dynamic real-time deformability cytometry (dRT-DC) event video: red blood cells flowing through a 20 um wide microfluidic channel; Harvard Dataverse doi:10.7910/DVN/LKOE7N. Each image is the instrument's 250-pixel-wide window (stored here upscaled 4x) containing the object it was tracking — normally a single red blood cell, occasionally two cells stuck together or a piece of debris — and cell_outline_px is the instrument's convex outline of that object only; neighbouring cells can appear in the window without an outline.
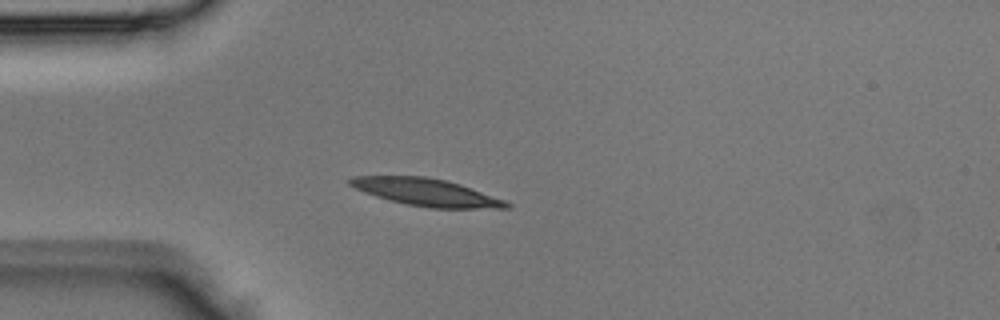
{"species": "Egyptian fruit bat (a non-hibernating species)", "species_latin": "Rousettus aegyptiacus", "temperature_condition": "room temperature", "stored_images_in_passage": 3, "camera_frame_rate_fps": 3000, "um_per_image_px": 0.085, "animal": {"sex": "male"}, "frame": {"image": 1, "passage_image": 3, "time_ms": 0.667, "image_size_px": [1000, 320], "cell_outline_px": [[512, 204], [508, 208], [432, 208], [408, 204], [376, 196], [364, 192], [348, 184], [344, 180], [352, 176], [424, 176], [444, 180], [460, 184], [504, 200]], "centroid_in_image_um": [36.2, 16.33], "position_along_channel_um": 48.8, "area_um2": 24.62}}